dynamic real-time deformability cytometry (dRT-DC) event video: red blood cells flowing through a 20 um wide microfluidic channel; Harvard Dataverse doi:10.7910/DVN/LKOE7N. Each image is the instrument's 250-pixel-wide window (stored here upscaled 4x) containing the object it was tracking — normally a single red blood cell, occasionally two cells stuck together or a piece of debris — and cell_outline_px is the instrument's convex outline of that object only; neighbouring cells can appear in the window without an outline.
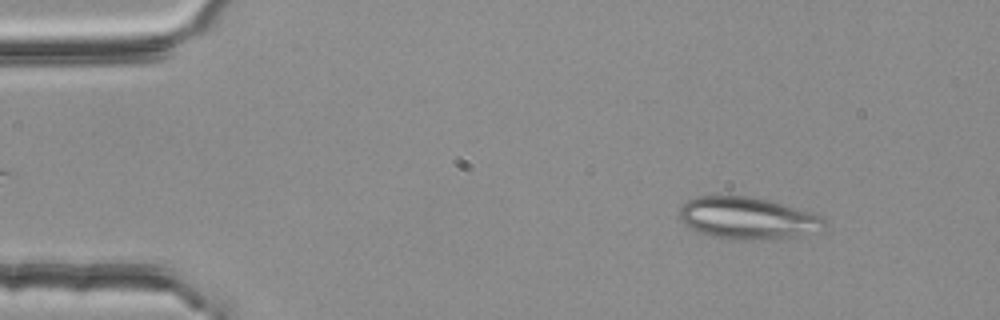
{"species": "common noctule bat (a hibernating species)", "species_latin": "Nyctalus noctula", "temperature_condition": "room temperature", "stored_images_in_passage": 52, "camera_frame_rate_fps": 3000, "um_per_image_px": 0.085, "animal": {"sex": "female", "body_mass_g": 25.1}, "frame": {"image": 1, "passage_image": 6, "time_ms": 1.667, "image_size_px": [1000, 320], "cell_outline_px": [[824, 224], [820, 232], [792, 236], [716, 236], [700, 232], [684, 224], [680, 220], [680, 208], [688, 200], [700, 196], [752, 196], [768, 200], [812, 212], [824, 216]], "centroid_in_image_um": [63.56, 18.47], "position_along_channel_um": 21.4, "area_um2": 33.81}}
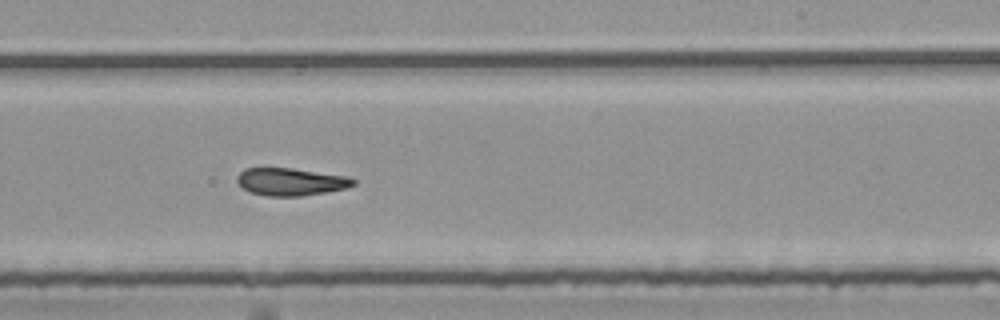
{"frame": {"image": 2, "passage_image": 32, "time_ms": 10.333, "image_size_px": [1000, 320], "cell_outline_px": [[356, 184], [344, 188], [324, 192], [300, 196], [264, 196], [252, 192], [244, 188], [236, 180], [236, 176], [244, 168], [292, 168], [344, 176], [356, 180]], "centroid_in_image_um": [24.67, 15.44], "position_along_channel_um": 264.3, "area_um2": 18.38}}
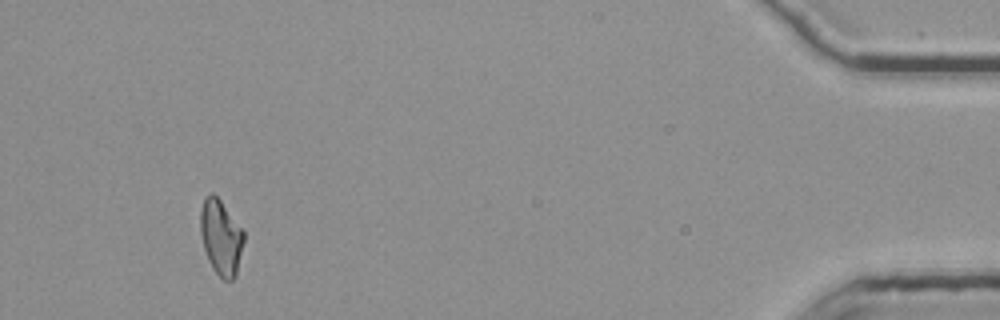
{"frame": {"image": 3, "passage_image": 50, "time_ms": 16.333, "image_size_px": [1000, 320], "cell_outline_px": [[244, 240], [236, 276], [232, 280], [224, 280], [216, 272], [208, 260], [204, 248], [200, 232], [200, 212], [204, 196], [212, 192], [220, 200], [244, 228]], "centroid_in_image_um": [18.79, 20.13], "position_along_channel_um": 416.4, "area_um2": 19.19}, "authors_computed_cell_mechanics": {"area_um2": 19.3919, "velocity_mm_per_s": 3.7852, "shape_relaxation_time_tau1_ms": null, "shape_relaxation_time_tau2_ms": 4.7794, "deformation_change_tau1": null, "deformation_change_tau2": 0.1418}}